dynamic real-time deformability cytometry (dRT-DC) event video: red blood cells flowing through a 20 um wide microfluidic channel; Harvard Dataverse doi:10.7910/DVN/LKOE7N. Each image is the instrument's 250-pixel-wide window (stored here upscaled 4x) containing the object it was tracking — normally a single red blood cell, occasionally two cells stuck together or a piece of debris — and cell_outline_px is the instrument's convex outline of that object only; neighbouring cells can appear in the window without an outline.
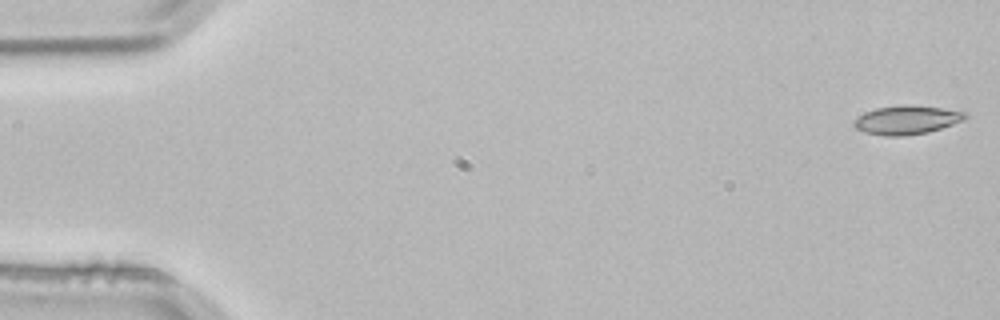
{"species": "common noctule bat (a hibernating species)", "species_latin": "Nyctalus noctula", "temperature_condition": "room temperature", "stored_images_in_passage": 4, "camera_frame_rate_fps": 3000, "um_per_image_px": 0.085, "animal": {"sex": "male", "body_mass_g": 21.5, "forearm_length_mm": 52.0}, "frame": {"image": 1, "passage_image": 1, "time_ms": 0.0, "image_size_px": [1000, 320], "cell_outline_px": [[968, 116], [964, 120], [928, 132], [904, 136], [884, 136], [864, 132], [856, 128], [852, 124], [852, 120], [864, 112], [876, 108], [904, 104], [912, 104], [968, 112]], "centroid_in_image_um": [77.04, 10.19], "position_along_channel_um": 8.0, "area_um2": 18.84}}
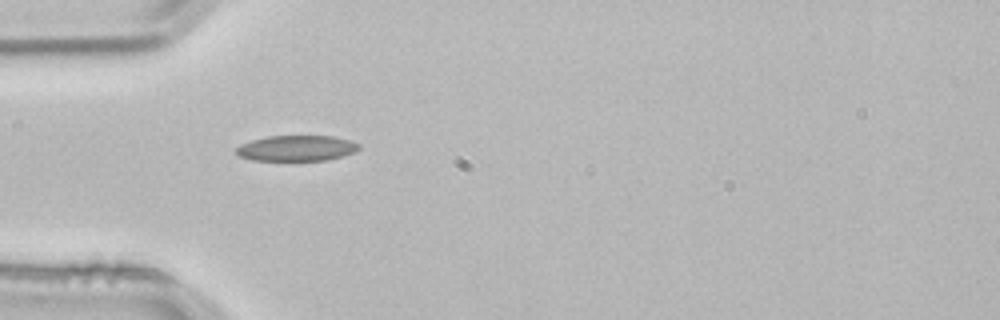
{"frame": {"image": 2, "passage_image": 4, "time_ms": 1.0, "image_size_px": [1000, 320], "cell_outline_px": [[360, 148], [356, 152], [324, 160], [252, 160], [240, 156], [236, 152], [236, 148], [240, 144], [252, 140], [268, 136], [332, 136], [348, 140], [360, 144]], "centroid_in_image_um": [25.2, 12.59], "position_along_channel_um": 59.8, "area_um2": 18.15}}